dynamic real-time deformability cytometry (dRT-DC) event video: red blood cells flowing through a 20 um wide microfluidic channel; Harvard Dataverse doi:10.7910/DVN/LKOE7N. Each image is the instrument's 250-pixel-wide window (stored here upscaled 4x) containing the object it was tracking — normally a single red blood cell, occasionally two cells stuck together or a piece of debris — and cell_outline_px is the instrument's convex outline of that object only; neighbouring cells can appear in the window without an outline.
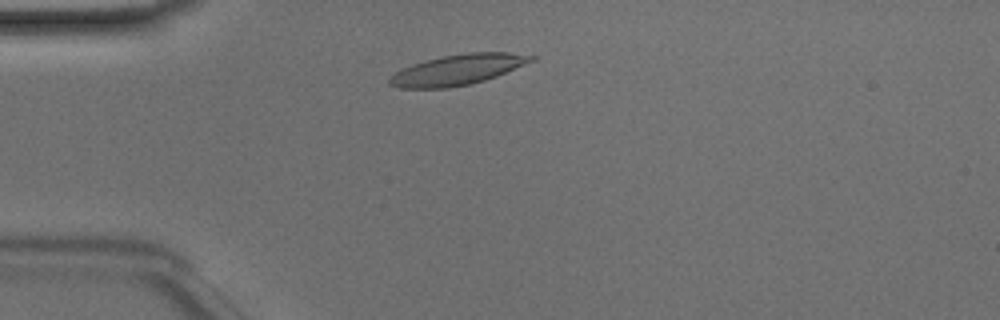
{"species": "Egyptian fruit bat (a non-hibernating species)", "species_latin": "Rousettus aegyptiacus", "temperature_condition": "room temperature", "stored_images_in_passage": 42, "camera_frame_rate_fps": 3000, "um_per_image_px": 0.085, "animal": {"sex": "male"}, "frame": {"image": 1, "passage_image": 6, "time_ms": 1.667, "image_size_px": [1000, 320], "cell_outline_px": [[540, 56], [536, 60], [496, 76], [484, 80], [468, 84], [448, 88], [400, 88], [388, 84], [388, 80], [396, 72], [412, 64], [444, 56], [468, 52], [508, 52]], "centroid_in_image_um": [38.96, 5.92], "position_along_channel_um": 46.0, "area_um2": 24.97}}
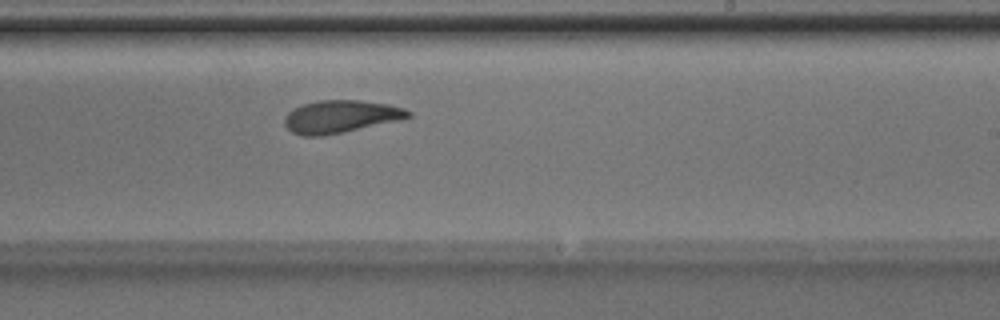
{"frame": {"image": 2, "passage_image": 23, "time_ms": 7.333, "image_size_px": [1000, 320], "cell_outline_px": [[412, 116], [396, 120], [344, 132], [324, 136], [304, 136], [292, 132], [284, 124], [284, 116], [292, 108], [304, 104], [320, 100], [360, 100], [388, 104], [404, 108], [412, 112]], "centroid_in_image_um": [28.92, 9.9], "position_along_channel_um": 260.1, "area_um2": 23.41}}
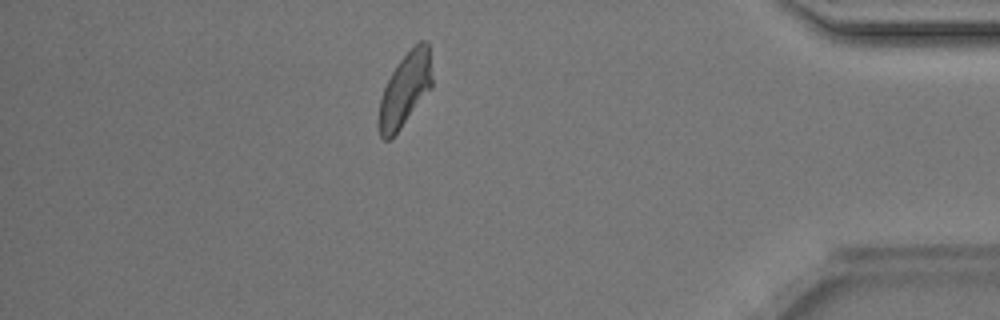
{"frame": {"image": 3, "passage_image": 36, "time_ms": 11.667, "image_size_px": [1000, 320], "cell_outline_px": [[432, 88], [400, 128], [388, 140], [384, 140], [380, 136], [376, 120], [380, 100], [384, 88], [396, 64], [420, 40], [428, 40], [432, 80]], "centroid_in_image_um": [34.41, 7.63], "position_along_channel_um": 400.8, "area_um2": 22.77}, "authors_computed_cell_mechanics": {"area_um2": 23.7558, "velocity_mm_per_s": 4.1177, "shape_relaxation_time_tau1_ms": 5.3572, "shape_relaxation_time_tau2_ms": 1.9691, "deformation_change_tau1": 0.1609, "deformation_change_tau2": 0.0852}}